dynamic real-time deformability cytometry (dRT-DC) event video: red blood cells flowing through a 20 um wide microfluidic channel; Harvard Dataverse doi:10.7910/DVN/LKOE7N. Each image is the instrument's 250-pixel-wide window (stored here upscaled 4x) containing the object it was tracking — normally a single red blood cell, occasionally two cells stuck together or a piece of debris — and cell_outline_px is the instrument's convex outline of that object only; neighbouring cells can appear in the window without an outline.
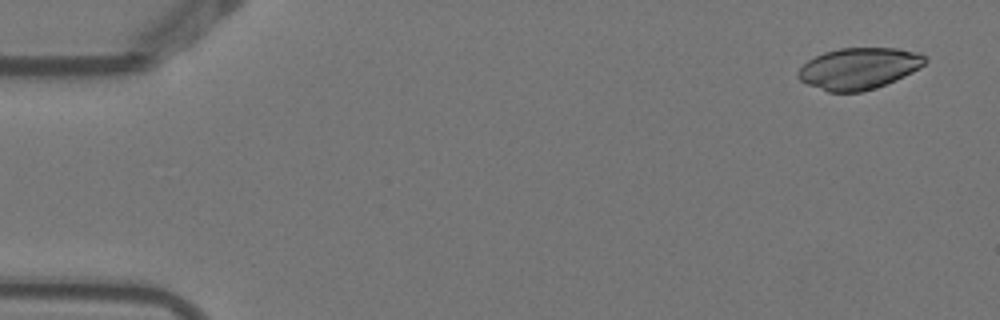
{"species": "Egyptian fruit bat (a non-hibernating species)", "species_latin": "Rousettus aegyptiacus", "temperature_condition": "warm", "stored_images_in_passage": 8, "camera_frame_rate_fps": 3000, "um_per_image_px": 0.085, "animal": {"sex": "female"}, "frame": {"image": 1, "passage_image": 1, "time_ms": 0.0, "image_size_px": [1000, 320], "cell_outline_px": [[928, 60], [920, 68], [904, 76], [876, 88], [860, 92], [828, 92], [808, 84], [800, 80], [796, 76], [796, 72], [808, 60], [824, 52], [840, 48], [896, 48], [920, 52], [928, 56]], "centroid_in_image_um": [73.03, 5.81], "position_along_channel_um": 12.0, "area_um2": 30.81}}
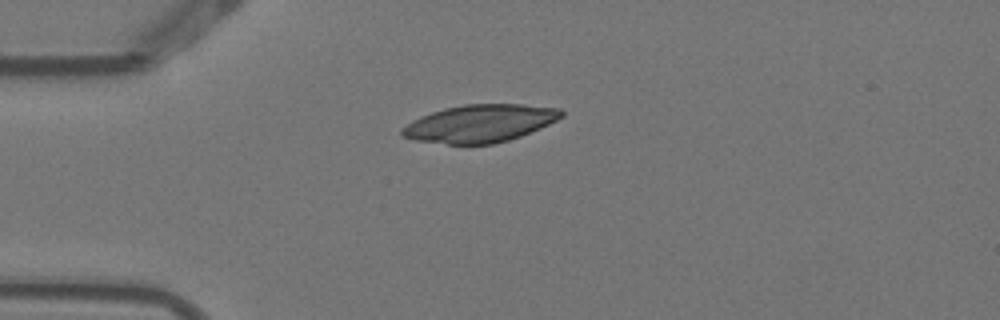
{"frame": {"image": 2, "passage_image": 4, "time_ms": 1.0, "image_size_px": [1000, 320], "cell_outline_px": [[564, 116], [540, 128], [520, 136], [508, 140], [492, 144], [448, 144], [416, 140], [404, 136], [400, 132], [400, 128], [412, 120], [420, 116], [444, 108], [464, 104], [524, 104], [560, 108], [564, 112]], "centroid_in_image_um": [40.79, 10.48], "position_along_channel_um": 44.2, "area_um2": 34.91}}